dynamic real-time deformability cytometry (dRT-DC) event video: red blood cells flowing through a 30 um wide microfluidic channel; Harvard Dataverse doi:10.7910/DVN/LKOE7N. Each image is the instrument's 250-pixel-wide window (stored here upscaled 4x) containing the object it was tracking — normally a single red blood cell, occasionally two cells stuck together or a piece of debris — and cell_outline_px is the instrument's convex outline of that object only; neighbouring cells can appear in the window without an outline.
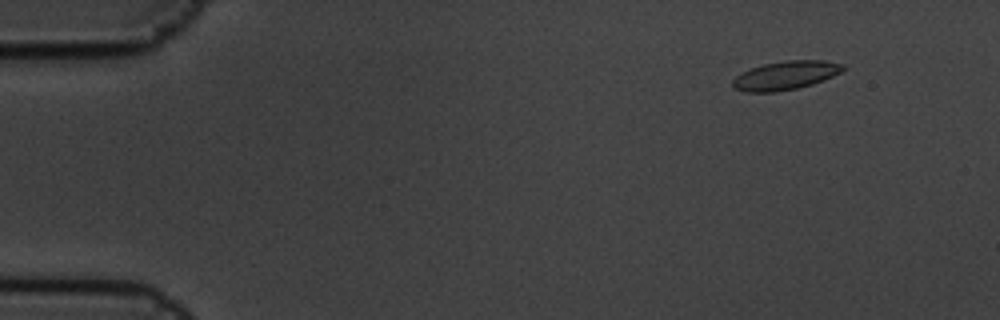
{"species": "common noctule bat (a hibernating species)", "species_latin": "Nyctalus noctula", "temperature_condition": "cold", "stored_images_in_passage": 9, "camera_frame_rate_fps": 3000, "um_per_image_px": 0.085, "animal": {"sex": "male", "body_mass_g": 19.5, "forearm_length_mm": 54.6}, "frame": {"image": 1, "passage_image": 2, "time_ms": 0.333, "image_size_px": [1000, 320], "cell_outline_px": [[844, 68], [840, 72], [824, 80], [812, 84], [796, 88], [776, 92], [744, 92], [732, 88], [732, 80], [736, 76], [752, 68], [764, 64], [788, 60], [824, 60], [844, 64]], "centroid_in_image_um": [66.75, 6.42], "position_along_channel_um": 18.2, "area_um2": 18.32}}
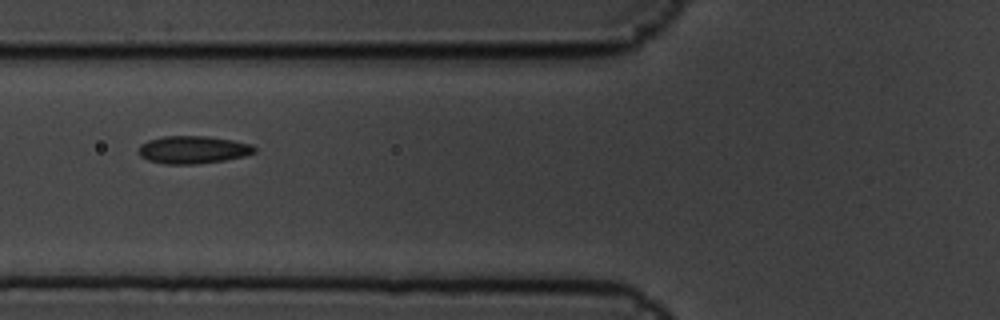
{"frame": {"image": 2, "passage_image": 7, "time_ms": 2.0, "image_size_px": [1000, 320], "cell_outline_px": [[256, 152], [244, 156], [224, 160], [196, 164], [164, 164], [148, 160], [140, 156], [136, 152], [140, 144], [148, 140], [164, 136], [208, 136], [232, 140], [252, 144], [256, 148]], "centroid_in_image_um": [16.38, 12.72], "position_along_channel_um": 109.4, "area_um2": 18.84}}
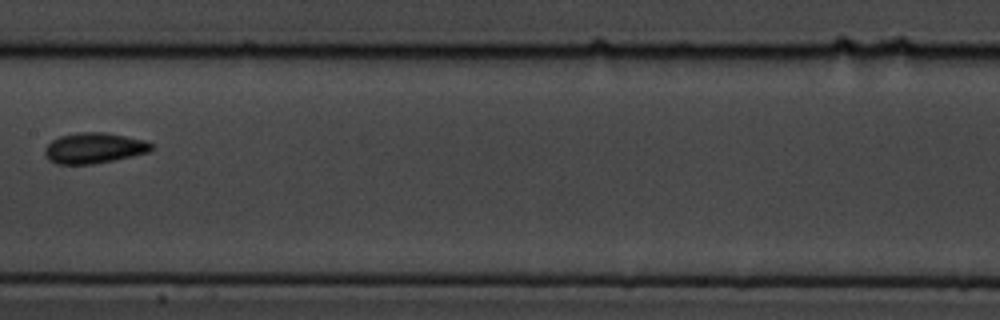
{"frame": {"image": 3, "passage_image": 9, "time_ms": 2.667, "image_size_px": [1000, 320], "cell_outline_px": [[152, 148], [148, 152], [132, 156], [92, 164], [56, 164], [48, 160], [44, 152], [44, 148], [52, 140], [60, 136], [76, 132], [104, 132], [144, 140], [152, 144]], "centroid_in_image_um": [7.94, 12.58], "position_along_channel_um": 199.5, "area_um2": 18.9}}